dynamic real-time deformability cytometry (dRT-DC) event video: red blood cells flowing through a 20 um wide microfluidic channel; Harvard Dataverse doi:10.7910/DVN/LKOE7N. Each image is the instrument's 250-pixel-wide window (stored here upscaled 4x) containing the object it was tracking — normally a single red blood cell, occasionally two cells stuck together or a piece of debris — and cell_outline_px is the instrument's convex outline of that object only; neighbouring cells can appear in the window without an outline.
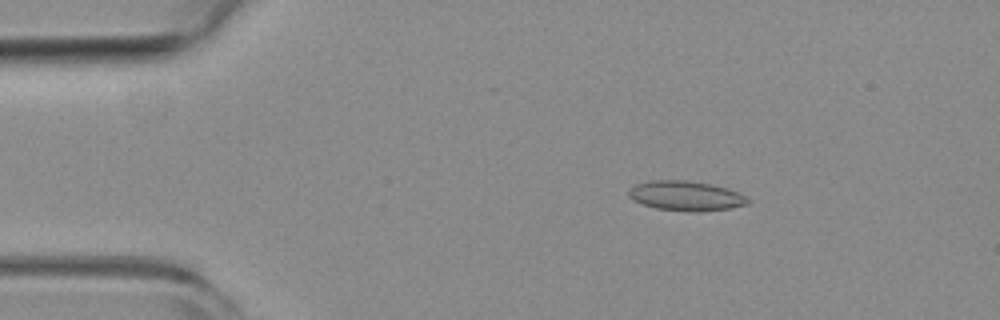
{"species": "common noctule bat (a hibernating species)", "species_latin": "Nyctalus noctula", "temperature_condition": "room temperature", "stored_images_in_passage": 55, "camera_frame_rate_fps": 3000, "um_per_image_px": 0.085, "animal": {"sex": "female", "body_mass_g": 19.3, "forearm_length_mm": 54.1}, "frame": {"image": 1, "passage_image": 9, "time_ms": 2.667, "image_size_px": [1000, 320], "cell_outline_px": [[752, 200], [748, 204], [728, 208], [700, 212], [692, 212], [656, 208], [632, 200], [628, 196], [628, 188], [636, 184], [648, 180], [688, 180], [712, 184], [728, 188]], "centroid_in_image_um": [58.27, 16.64], "position_along_channel_um": 26.7, "area_um2": 20.81}}
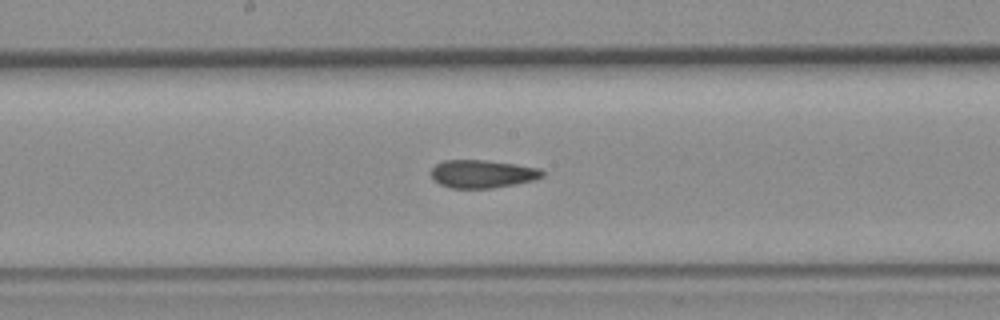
{"frame": {"image": 2, "passage_image": 28, "time_ms": 9.0, "image_size_px": [1000, 320], "cell_outline_px": [[544, 176], [532, 180], [516, 184], [492, 188], [452, 188], [440, 184], [432, 176], [432, 168], [436, 164], [444, 160], [484, 160], [516, 164], [540, 168], [544, 172]], "centroid_in_image_um": [41.03, 14.77], "position_along_channel_um": 207.2, "area_um2": 18.03}}
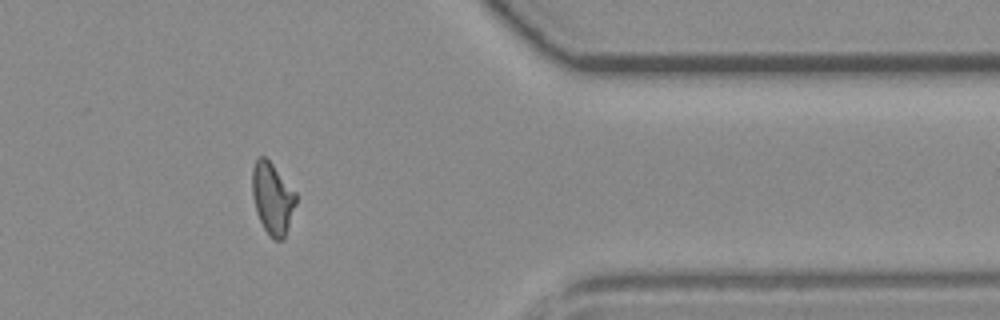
{"frame": {"image": 3, "passage_image": 44, "time_ms": 14.333, "image_size_px": [1000, 320], "cell_outline_px": [[296, 204], [284, 240], [276, 240], [268, 236], [256, 212], [252, 196], [252, 168], [256, 156], [264, 156], [272, 164], [296, 192]], "centroid_in_image_um": [23.15, 16.86], "position_along_channel_um": 388.3, "area_um2": 18.38}, "authors_computed_cell_mechanics": {"area_um2": 18.6116, "velocity_mm_per_s": 3.801, "shape_relaxation_time_tau1_ms": null, "shape_relaxation_time_tau2_ms": 2.9637, "deformation_change_tau1": null, "deformation_change_tau2": 0.1051}}